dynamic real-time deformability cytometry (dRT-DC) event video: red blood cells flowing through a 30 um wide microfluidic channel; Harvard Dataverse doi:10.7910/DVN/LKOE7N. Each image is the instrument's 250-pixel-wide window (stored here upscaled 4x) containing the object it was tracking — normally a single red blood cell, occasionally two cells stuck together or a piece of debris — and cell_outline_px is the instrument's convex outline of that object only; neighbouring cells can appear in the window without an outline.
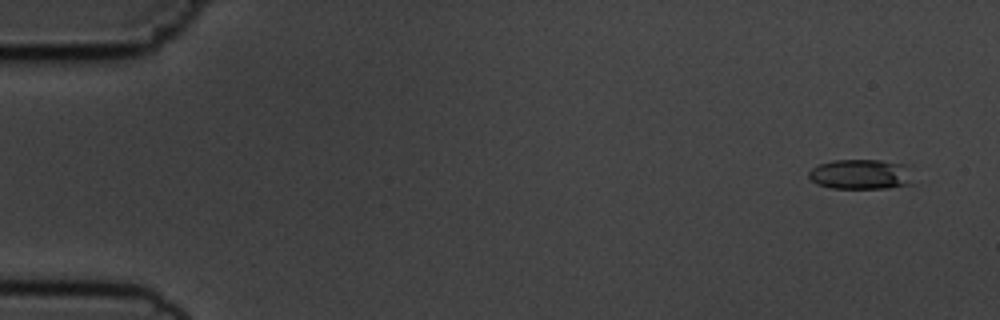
{"species": "common noctule bat (a hibernating species)", "species_latin": "Nyctalus noctula", "temperature_condition": "cold", "stored_images_in_passage": 5, "camera_frame_rate_fps": 3000, "um_per_image_px": 0.085, "animal": {"sex": "male", "body_mass_g": 19.5, "forearm_length_mm": 54.6}, "frame": {"image": 1, "passage_image": 1, "time_ms": 0.0, "image_size_px": [1000, 320], "cell_outline_px": [[912, 184], [888, 188], [832, 188], [816, 184], [808, 176], [808, 172], [812, 168], [820, 164], [832, 160], [880, 160], [904, 164]], "centroid_in_image_um": [73.1, 14.82], "position_along_channel_um": 11.9, "area_um2": 18.03}}
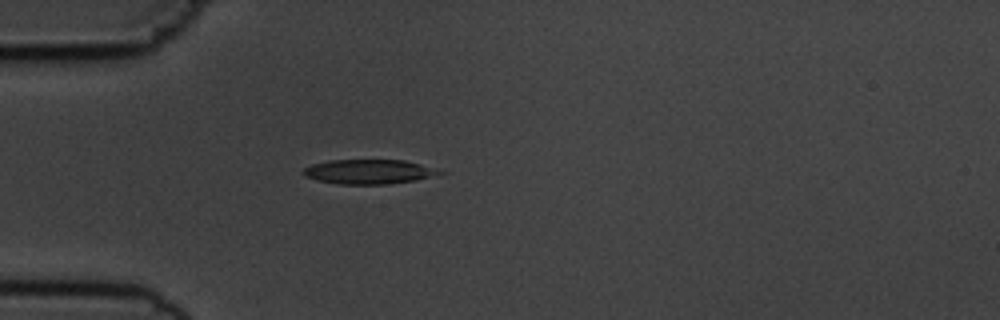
{"frame": {"image": 2, "passage_image": 5, "time_ms": 4.333, "image_size_px": [1000, 320], "cell_outline_px": [[448, 172], [416, 180], [384, 184], [336, 184], [316, 180], [304, 176], [304, 168], [312, 164], [328, 160], [404, 160], [420, 164]], "centroid_in_image_um": [31.34, 14.59], "position_along_channel_um": 53.7, "area_um2": 19.42}}